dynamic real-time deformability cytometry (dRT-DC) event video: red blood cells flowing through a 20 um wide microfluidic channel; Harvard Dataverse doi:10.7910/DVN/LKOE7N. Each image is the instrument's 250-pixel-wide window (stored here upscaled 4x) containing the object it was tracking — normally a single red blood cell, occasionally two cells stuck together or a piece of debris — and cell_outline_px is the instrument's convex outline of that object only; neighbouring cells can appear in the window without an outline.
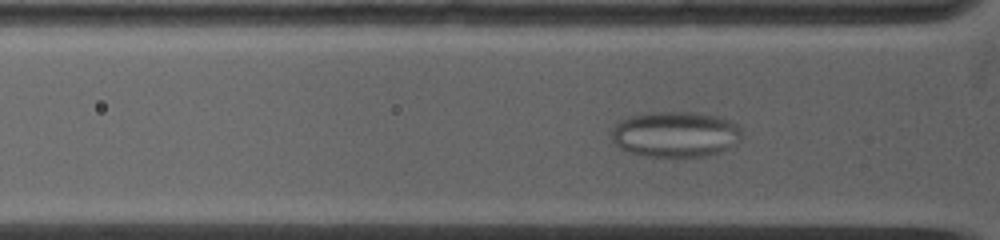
{"species": "common noctule bat (a hibernating species)", "species_latin": "Nyctalus noctula", "temperature_condition": "warm", "stored_images_in_passage": 76, "camera_frame_rate_fps": 5000, "um_per_image_px": 0.085, "animal": {"sex": "female", "body_mass_g": 19.0, "forearm_length_mm": 53.3}, "frame": {"image": 1, "passage_image": 17, "time_ms": 3.0, "image_size_px": [1000, 240], "cell_outline_px": [[740, 136], [736, 144], [720, 152], [704, 156], [644, 156], [620, 148], [612, 140], [608, 128], [620, 120], [632, 116], [652, 112], [692, 112], [716, 116], [728, 120], [736, 124], [740, 128]], "centroid_in_image_um": [57.35, 11.41], "position_along_channel_um": 68.4, "area_um2": 34.62}}
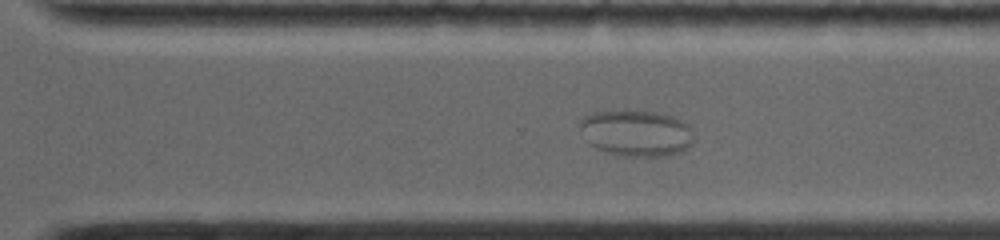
{"frame": {"image": 2, "passage_image": 52, "time_ms": 9.8, "image_size_px": [1000, 240], "cell_outline_px": [[692, 144], [688, 148], [680, 152], [664, 156], [620, 156], [596, 148], [588, 144], [580, 128], [580, 120], [584, 116], [596, 112], [656, 112], [672, 116], [688, 124], [692, 128]], "centroid_in_image_um": [54.1, 11.34], "position_along_channel_um": 316.5, "area_um2": 30.4}}
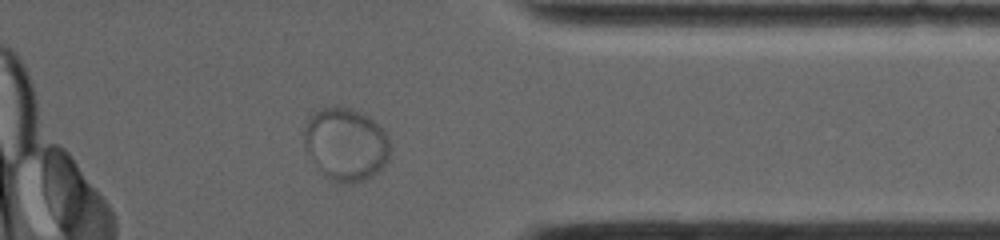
{"frame": {"image": 3, "passage_image": 62, "time_ms": 11.8, "image_size_px": [1000, 240], "cell_outline_px": [[388, 160], [372, 176], [364, 180], [352, 184], [344, 184], [332, 180], [324, 176], [308, 152], [304, 144], [304, 128], [312, 112], [320, 108], [336, 104], [340, 104], [364, 112], [388, 136]], "centroid_in_image_um": [29.36, 12.22], "position_along_channel_um": 382.0, "area_um2": 36.65}}